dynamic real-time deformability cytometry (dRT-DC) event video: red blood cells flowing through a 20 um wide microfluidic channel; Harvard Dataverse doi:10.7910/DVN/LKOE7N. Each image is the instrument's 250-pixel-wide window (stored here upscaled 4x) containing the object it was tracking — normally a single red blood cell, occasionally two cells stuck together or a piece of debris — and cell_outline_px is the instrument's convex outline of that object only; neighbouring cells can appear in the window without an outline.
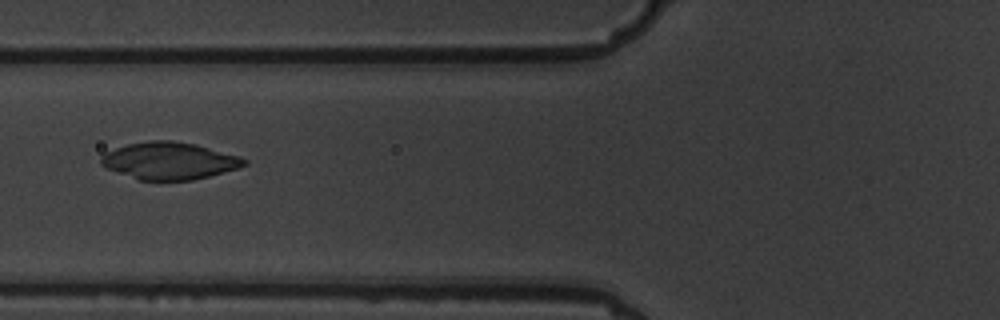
{"species": "common noctule bat (a hibernating species)", "species_latin": "Nyctalus noctula", "temperature_condition": "warm", "stored_images_in_passage": 3, "camera_frame_rate_fps": 3000, "um_per_image_px": 0.085, "animal": {"sex": "male", "body_mass_g": 19.5, "forearm_length_mm": 54.6}, "frame": {"image": 1, "passage_image": 2, "time_ms": 1.0, "image_size_px": [1000, 320], "cell_outline_px": [[248, 164], [240, 168], [192, 180], [136, 180], [108, 168], [100, 164], [100, 156], [104, 152], [128, 144], [148, 140], [172, 140], [196, 144], [240, 156], [248, 160]], "centroid_in_image_um": [14.4, 13.66], "position_along_channel_um": 111.4, "area_um2": 31.21}}
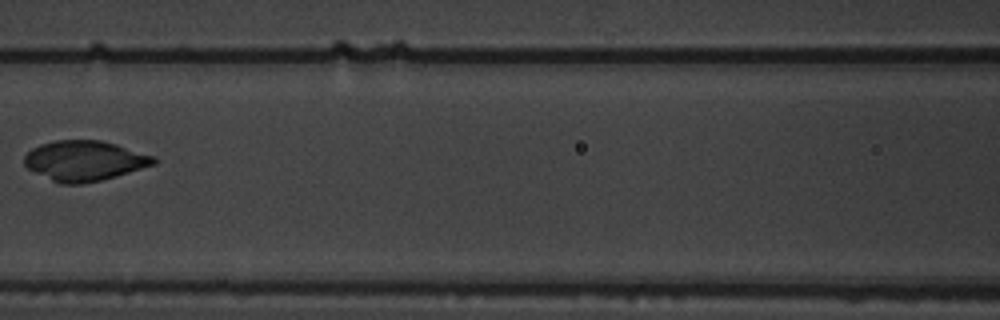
{"frame": {"image": 2, "passage_image": 3, "time_ms": 2.333, "image_size_px": [1000, 320], "cell_outline_px": [[156, 164], [116, 176], [84, 184], [60, 184], [28, 168], [24, 164], [24, 156], [32, 148], [40, 144], [56, 140], [100, 140], [116, 144], [156, 156]], "centroid_in_image_um": [7.2, 13.66], "position_along_channel_um": 159.4, "area_um2": 30.23}}